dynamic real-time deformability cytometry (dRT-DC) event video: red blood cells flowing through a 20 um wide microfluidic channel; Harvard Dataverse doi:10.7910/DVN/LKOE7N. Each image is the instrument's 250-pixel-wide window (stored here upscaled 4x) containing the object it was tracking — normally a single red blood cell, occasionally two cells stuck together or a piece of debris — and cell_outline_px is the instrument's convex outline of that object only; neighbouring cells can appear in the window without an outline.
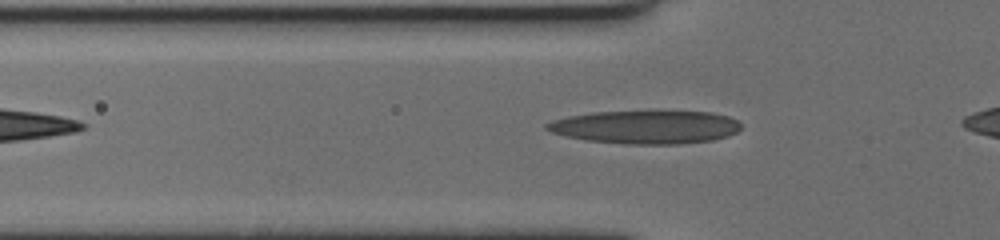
{"species": "human", "species_latin": "Homo sapiens", "temperature_condition": "cold", "stored_images_in_passage": 38, "camera_frame_rate_fps": 3000, "um_per_image_px": 0.085, "donor": {"sex": "female"}, "frame": {"image": 1, "passage_image": 6, "time_ms": 1.667, "image_size_px": [1000, 240], "cell_outline_px": [[740, 128], [736, 132], [728, 136], [712, 140], [680, 144], [624, 144], [588, 140], [568, 136], [552, 132], [544, 128], [544, 124], [552, 120], [568, 116], [592, 112], [712, 112], [728, 116], [736, 120], [740, 124]], "centroid_in_image_um": [54.87, 10.8], "position_along_channel_um": 70.9, "area_um2": 37.34}}
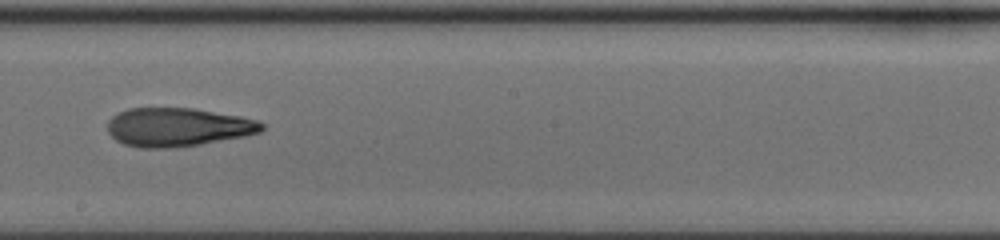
{"frame": {"image": 2, "passage_image": 20, "time_ms": 6.333, "image_size_px": [1000, 240], "cell_outline_px": [[264, 128], [260, 132], [244, 136], [200, 144], [172, 148], [140, 148], [124, 144], [116, 140], [108, 132], [108, 120], [116, 112], [128, 108], [192, 108], [240, 116], [256, 120], [264, 124]], "centroid_in_image_um": [15.07, 10.8], "position_along_channel_um": 233.1, "area_um2": 34.74}}
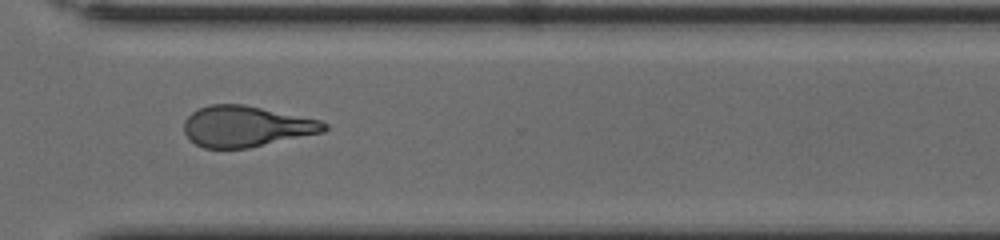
{"frame": {"image": 3, "passage_image": 30, "time_ms": 9.667, "image_size_px": [1000, 240], "cell_outline_px": [[328, 128], [324, 132], [248, 148], [204, 148], [196, 144], [184, 132], [184, 120], [192, 112], [208, 104], [244, 104], [320, 120], [328, 124]], "centroid_in_image_um": [20.93, 10.74], "position_along_channel_um": 349.7, "area_um2": 33.29}, "authors_computed_cell_mechanics": {"area_um2": 35.1135, "velocity_mm_per_s": 3.4814, "shape_relaxation_time_tau1_ms": 9.744, "shape_relaxation_time_tau2_ms": 7.934, "deformation_change_tau1": 0.2859, "deformation_change_tau2": 0.1824}}